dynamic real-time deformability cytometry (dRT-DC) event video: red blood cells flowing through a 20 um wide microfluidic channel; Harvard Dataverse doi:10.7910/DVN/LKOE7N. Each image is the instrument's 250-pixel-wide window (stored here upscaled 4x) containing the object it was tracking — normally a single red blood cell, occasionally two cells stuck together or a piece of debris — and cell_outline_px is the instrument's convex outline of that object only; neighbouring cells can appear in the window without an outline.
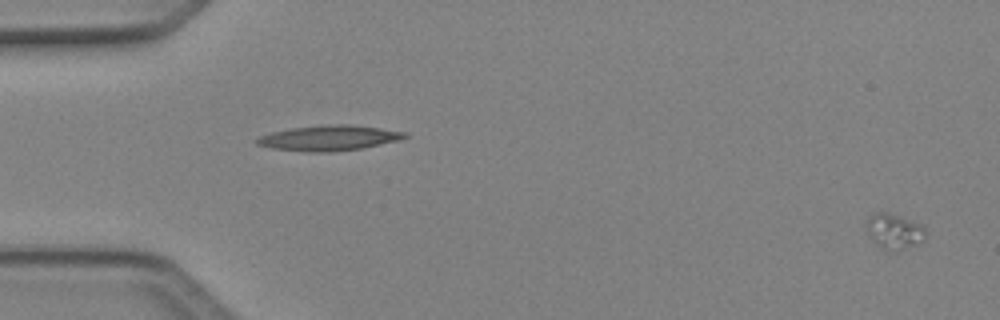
{"species": "Egyptian fruit bat (a non-hibernating species)", "species_latin": "Rousettus aegyptiacus", "temperature_condition": "cold", "stored_images_in_passage": 3, "segment_of_instrument_passage": [2, 2], "camera_frame_rate_fps": 3000, "um_per_image_px": 0.085, "animal": {"sex": "female"}, "frame": {"image": 1, "passage_image": 3, "time_ms": 0.667, "image_size_px": [1000, 320], "cell_outline_px": [[924, 236], [920, 240], [912, 244], [888, 252], [880, 248], [872, 240], [868, 232], [868, 220], [876, 212], [884, 212], [924, 224]], "centroid_in_image_um": [75.98, 19.65], "position_along_channel_um": 9.0, "area_um2": 11.5}}